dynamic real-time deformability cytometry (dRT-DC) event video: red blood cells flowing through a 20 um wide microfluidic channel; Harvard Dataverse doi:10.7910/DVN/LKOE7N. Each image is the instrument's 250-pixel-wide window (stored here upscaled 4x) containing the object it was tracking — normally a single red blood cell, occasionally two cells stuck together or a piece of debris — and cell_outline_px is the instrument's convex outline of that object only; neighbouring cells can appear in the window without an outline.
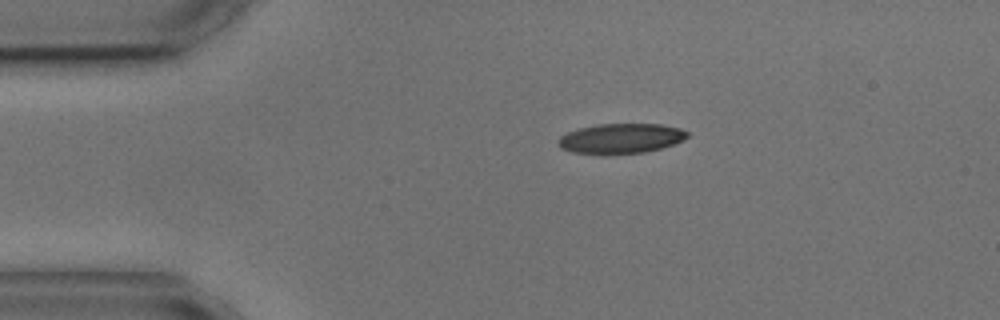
{"species": "common noctule bat (a hibernating species)", "species_latin": "Nyctalus noctula", "temperature_condition": "cold", "stored_images_in_passage": 3, "camera_frame_rate_fps": 3000, "um_per_image_px": 0.085, "animal": {"sex": "male", "body_mass_g": 17.9, "forearm_length_mm": 54.2}, "frame": {"image": 1, "passage_image": 1, "time_ms": 0.0, "image_size_px": [1000, 320], "cell_outline_px": [[688, 136], [684, 140], [660, 148], [644, 152], [604, 156], [572, 152], [560, 148], [556, 144], [556, 140], [560, 136], [568, 132], [580, 128], [596, 124], [660, 124], [680, 128], [688, 132]], "centroid_in_image_um": [52.71, 11.79], "position_along_channel_um": 32.3, "area_um2": 23.0}}
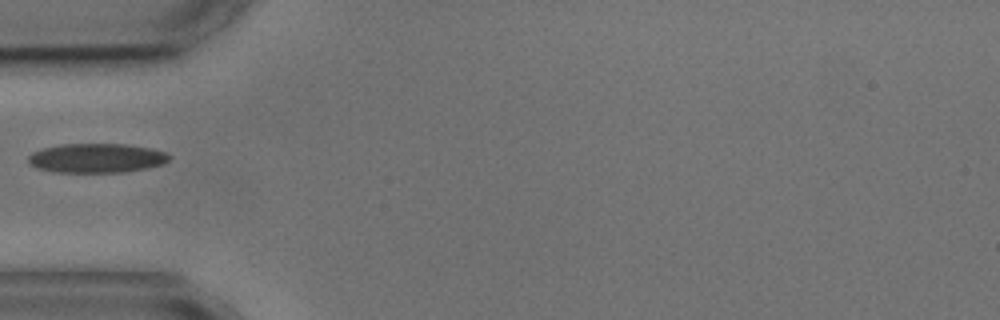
{"frame": {"image": 2, "passage_image": 3, "time_ms": 2.333, "image_size_px": [1000, 320], "cell_outline_px": [[172, 156], [164, 164], [124, 172], [52, 172], [36, 168], [28, 164], [28, 156], [32, 152], [44, 148], [60, 144], [128, 144], [152, 148], [164, 152]], "centroid_in_image_um": [8.19, 13.43], "position_along_channel_um": 76.8, "area_um2": 24.22}}